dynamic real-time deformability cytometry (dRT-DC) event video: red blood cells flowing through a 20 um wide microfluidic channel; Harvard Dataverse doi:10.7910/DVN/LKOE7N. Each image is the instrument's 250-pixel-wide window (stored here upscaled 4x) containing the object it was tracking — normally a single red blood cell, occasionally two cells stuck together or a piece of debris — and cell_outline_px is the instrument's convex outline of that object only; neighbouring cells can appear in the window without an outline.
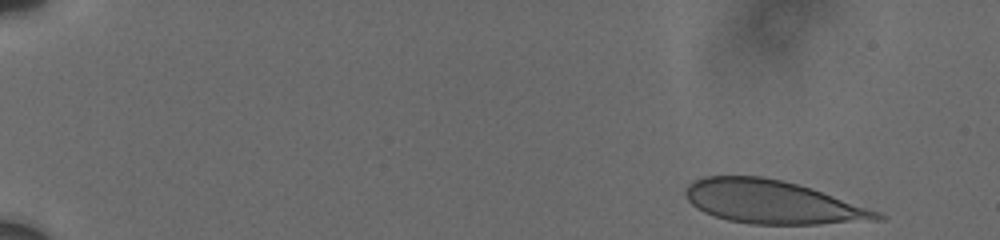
{"species": "human", "species_latin": "Homo sapiens", "temperature_condition": "cold", "stored_images_in_passage": 40, "camera_frame_rate_fps": 3000, "um_per_image_px": 0.085, "donor": {"sex": "male"}, "frame": {"image": 1, "passage_image": 1, "time_ms": 0.0, "image_size_px": [1000, 240], "cell_outline_px": [[888, 216], [884, 220], [820, 224], [752, 224], [728, 220], [704, 212], [696, 208], [688, 200], [684, 192], [684, 188], [688, 184], [704, 176], [760, 176], [784, 180], [812, 188], [880, 212]], "centroid_in_image_um": [65.67, 17.17], "position_along_channel_um": 19.3, "area_um2": 48.44}}
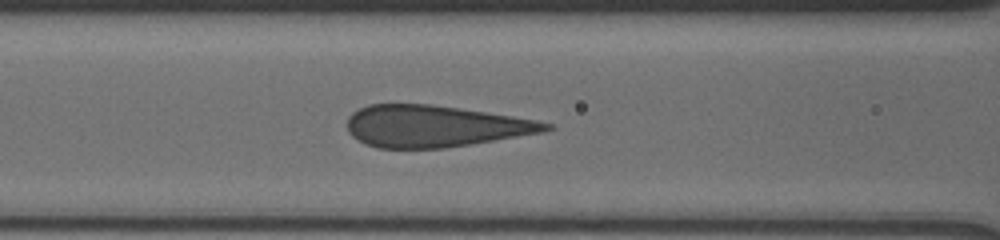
{"frame": {"image": 2, "passage_image": 26, "time_ms": 7.0, "image_size_px": [1000, 240], "cell_outline_px": [[556, 128], [544, 132], [472, 144], [444, 148], [376, 148], [364, 144], [352, 136], [348, 132], [344, 124], [348, 116], [352, 112], [368, 104], [432, 104], [512, 116], [536, 120], [552, 124]], "centroid_in_image_um": [36.91, 10.73], "position_along_channel_um": 129.7, "area_um2": 48.55}}
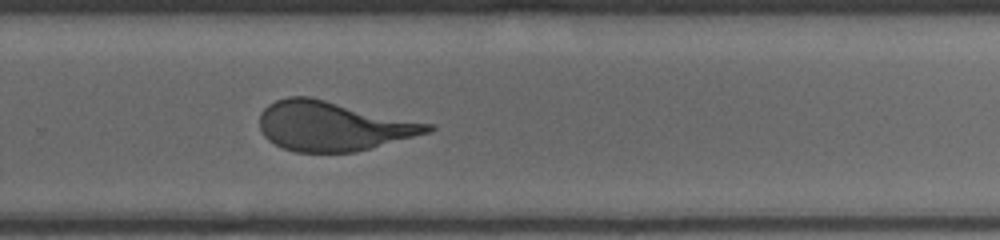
{"frame": {"image": 3, "passage_image": 40, "time_ms": 11.667, "image_size_px": [1000, 240], "cell_outline_px": [[436, 128], [428, 132], [356, 152], [296, 152], [284, 148], [268, 140], [264, 136], [260, 128], [260, 112], [268, 104], [276, 100], [288, 96], [308, 96], [432, 124]], "centroid_in_image_um": [28.25, 10.71], "position_along_channel_um": 301.5, "area_um2": 48.03}}